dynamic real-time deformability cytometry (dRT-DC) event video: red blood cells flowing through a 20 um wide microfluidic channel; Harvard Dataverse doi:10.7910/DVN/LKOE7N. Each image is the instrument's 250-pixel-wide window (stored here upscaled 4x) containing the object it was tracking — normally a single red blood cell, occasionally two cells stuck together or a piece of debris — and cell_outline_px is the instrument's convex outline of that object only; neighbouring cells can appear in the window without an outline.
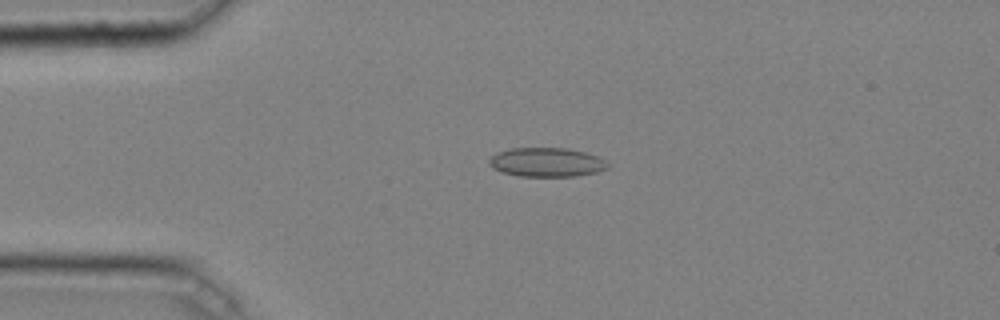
{"species": "common noctule bat (a hibernating species)", "species_latin": "Nyctalus noctula", "temperature_condition": "cold", "stored_images_in_passage": 47, "camera_frame_rate_fps": 3000, "um_per_image_px": 0.085, "animal": {"sex": "male", "body_mass_g": 20.4}, "frame": {"image": 1, "passage_image": 11, "time_ms": 3.333, "image_size_px": [1000, 320], "cell_outline_px": [[608, 168], [596, 172], [576, 176], [520, 176], [504, 172], [492, 168], [488, 164], [488, 160], [496, 152], [508, 148], [568, 148], [584, 152], [596, 156], [604, 160], [608, 164]], "centroid_in_image_um": [46.42, 13.78], "position_along_channel_um": 38.6, "area_um2": 20.06}}
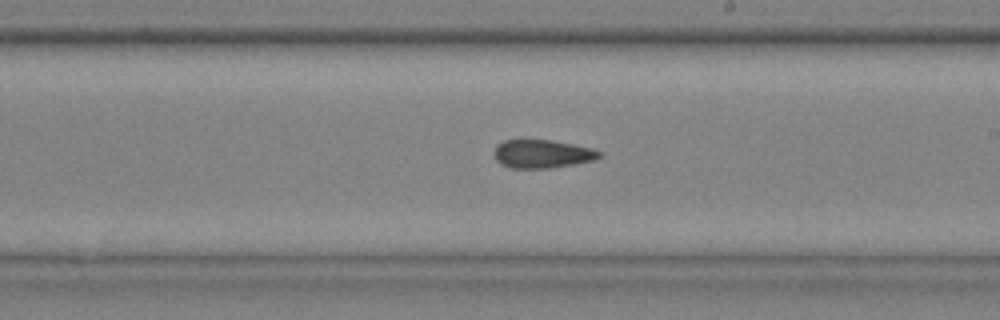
{"frame": {"image": 2, "passage_image": 28, "time_ms": 9.0, "image_size_px": [1000, 320], "cell_outline_px": [[604, 152], [600, 156], [592, 160], [576, 164], [548, 168], [512, 168], [500, 164], [496, 160], [492, 152], [496, 144], [504, 140], [552, 140], [592, 148]], "centroid_in_image_um": [46.05, 13.08], "position_along_channel_um": 242.9, "area_um2": 17.51}}
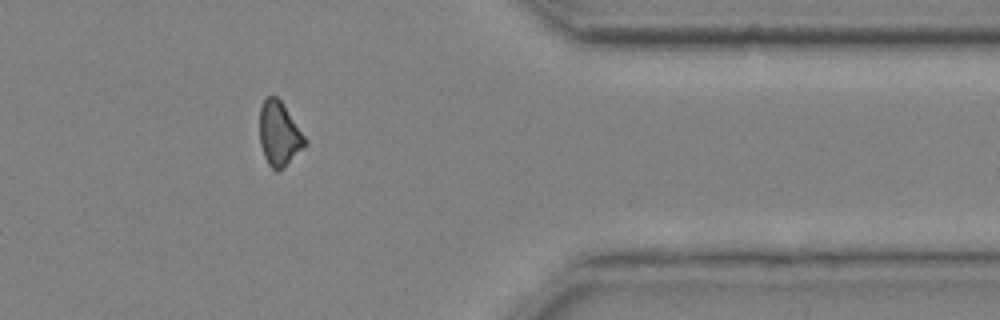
{"frame": {"image": 3, "passage_image": 40, "time_ms": 13.0, "image_size_px": [1000, 320], "cell_outline_px": [[308, 144], [280, 172], [276, 172], [268, 164], [264, 156], [260, 144], [260, 108], [264, 100], [268, 96], [276, 96], [280, 100], [308, 140]], "centroid_in_image_um": [23.75, 11.43], "position_along_channel_um": 387.7, "area_um2": 17.11}, "authors_computed_cell_mechanics": {"area_um2": 18.0914, "velocity_mm_per_s": 4.0721, "shape_relaxation_time_tau1_ms": null, "shape_relaxation_time_tau2_ms": 4.6718, "deformation_change_tau1": null, "deformation_change_tau2": 0.0841}}